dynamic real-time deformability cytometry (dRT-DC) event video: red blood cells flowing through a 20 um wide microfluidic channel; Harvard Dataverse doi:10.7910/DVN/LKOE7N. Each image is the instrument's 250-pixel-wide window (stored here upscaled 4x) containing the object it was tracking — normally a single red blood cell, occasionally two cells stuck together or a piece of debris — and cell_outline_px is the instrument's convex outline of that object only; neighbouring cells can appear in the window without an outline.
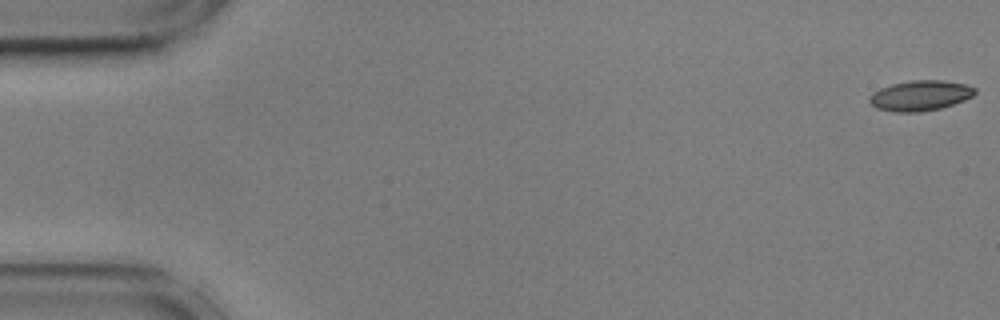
{"species": "common noctule bat (a hibernating species)", "species_latin": "Nyctalus noctula", "temperature_condition": "cold", "stored_images_in_passage": 56, "camera_frame_rate_fps": 3000, "um_per_image_px": 0.085, "animal": {"sex": "male", "body_mass_g": 17.9, "forearm_length_mm": 54.2}, "frame": {"image": 1, "passage_image": 1, "time_ms": 0.0, "image_size_px": [1000, 320], "cell_outline_px": [[976, 92], [972, 96], [964, 100], [940, 108], [920, 112], [892, 112], [876, 108], [868, 100], [868, 96], [872, 92], [880, 88], [892, 84], [912, 80], [944, 80], [964, 84], [976, 88]], "centroid_in_image_um": [78.18, 8.12], "position_along_channel_um": 6.8, "area_um2": 18.67}}
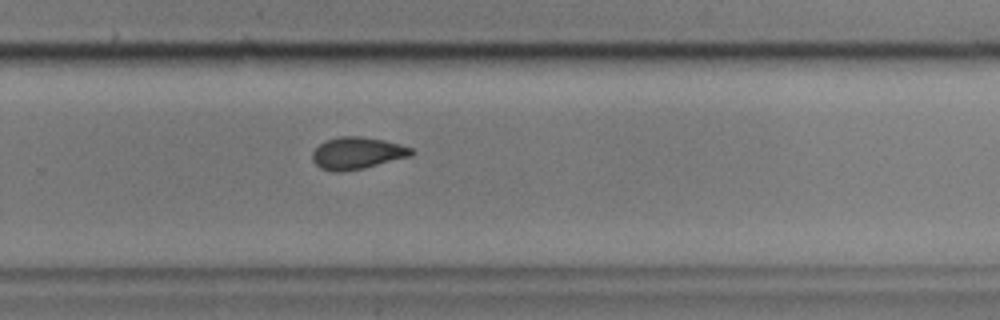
{"frame": {"image": 2, "passage_image": 37, "time_ms": 12.0, "image_size_px": [1000, 320], "cell_outline_px": [[416, 152], [412, 156], [364, 168], [344, 172], [336, 172], [320, 168], [312, 160], [312, 152], [324, 140], [340, 136], [360, 136], [384, 140], [400, 144], [412, 148]], "centroid_in_image_um": [30.37, 13.02], "position_along_channel_um": 299.4, "area_um2": 18.67}}
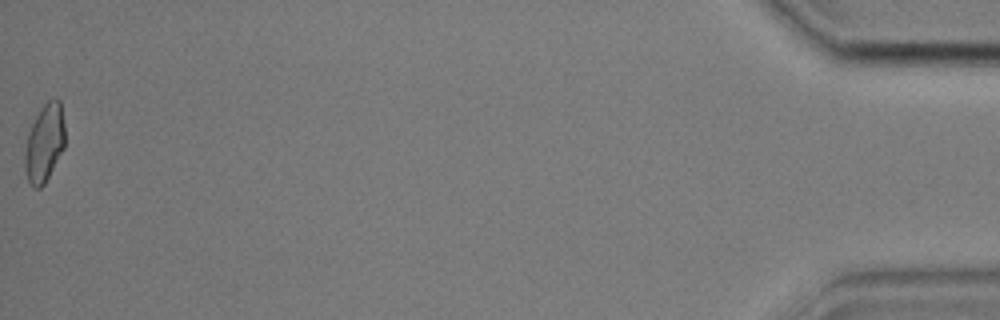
{"frame": {"image": 3, "passage_image": 56, "time_ms": 18.333, "image_size_px": [1000, 320], "cell_outline_px": [[64, 148], [44, 184], [40, 188], [32, 188], [28, 180], [24, 168], [24, 152], [28, 132], [40, 108], [48, 100], [60, 100], [64, 124]], "centroid_in_image_um": [3.76, 12.18], "position_along_channel_um": 431.4, "area_um2": 18.15}, "authors_computed_cell_mechanics": {"area_um2": 18.4382, "velocity_mm_per_s": 3.6004, "shape_relaxation_time_tau1_ms": 7.8156, "shape_relaxation_time_tau2_ms": 4.2611, "deformation_change_tau1": 0.1467, "deformation_change_tau2": 0.0807}}